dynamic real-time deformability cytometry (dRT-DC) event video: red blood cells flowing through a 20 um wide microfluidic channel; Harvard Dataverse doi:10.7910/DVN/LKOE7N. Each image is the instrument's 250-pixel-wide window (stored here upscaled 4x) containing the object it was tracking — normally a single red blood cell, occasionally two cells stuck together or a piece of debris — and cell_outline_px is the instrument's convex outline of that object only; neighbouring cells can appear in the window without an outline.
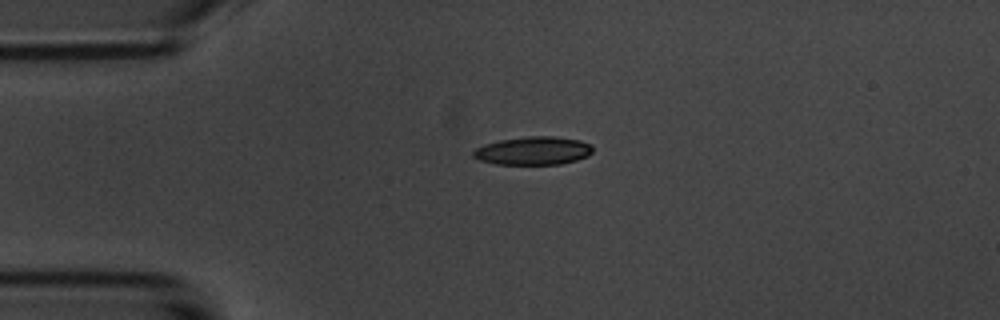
{"species": "common noctule bat (a hibernating species)", "species_latin": "Nyctalus noctula", "temperature_condition": "room temperature", "stored_images_in_passage": 2, "camera_frame_rate_fps": 3000, "um_per_image_px": 0.085, "animal": {"sex": "male", "body_mass_g": 20.1, "forearm_length_mm": 53.5}, "frame": {"image": 1, "passage_image": 1, "time_ms": 0.0, "image_size_px": [1000, 320], "cell_outline_px": [[592, 152], [588, 156], [576, 160], [560, 164], [496, 164], [480, 160], [472, 156], [472, 152], [476, 148], [484, 144], [500, 140], [528, 136], [556, 136], [580, 140], [588, 144], [592, 148]], "centroid_in_image_um": [45.31, 12.81], "position_along_channel_um": 39.7, "area_um2": 19.59}}